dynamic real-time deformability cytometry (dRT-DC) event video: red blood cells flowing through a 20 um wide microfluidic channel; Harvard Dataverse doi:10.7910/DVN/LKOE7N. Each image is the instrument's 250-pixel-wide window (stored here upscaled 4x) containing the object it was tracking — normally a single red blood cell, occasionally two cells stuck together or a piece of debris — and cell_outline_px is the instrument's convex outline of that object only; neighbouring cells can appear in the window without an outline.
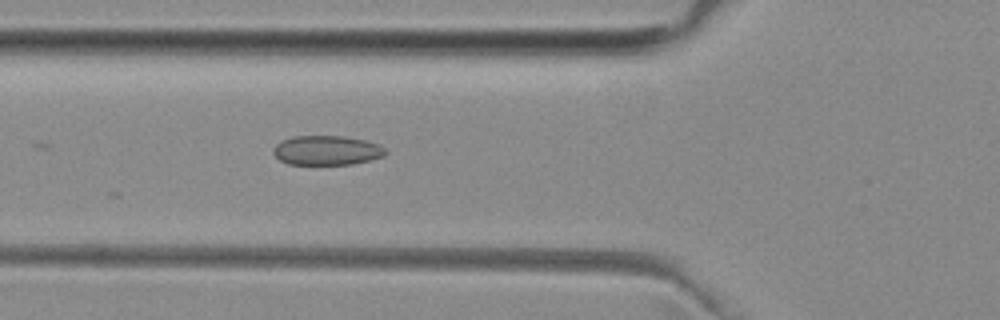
{"species": "common noctule bat (a hibernating species)", "species_latin": "Nyctalus noctula", "temperature_condition": "room temperature", "stored_images_in_passage": 43, "camera_frame_rate_fps": 3000, "um_per_image_px": 0.085, "animal": {"sex": "female", "body_mass_g": 29.2, "forearm_length_mm": 56.3}, "frame": {"image": 1, "passage_image": 10, "time_ms": 3.0, "image_size_px": [1000, 320], "cell_outline_px": [[388, 152], [384, 156], [352, 164], [288, 164], [280, 160], [272, 152], [272, 148], [280, 140], [292, 136], [344, 136], [364, 140], [380, 144]], "centroid_in_image_um": [27.75, 12.77], "position_along_channel_um": 98.0, "area_um2": 19.36}}
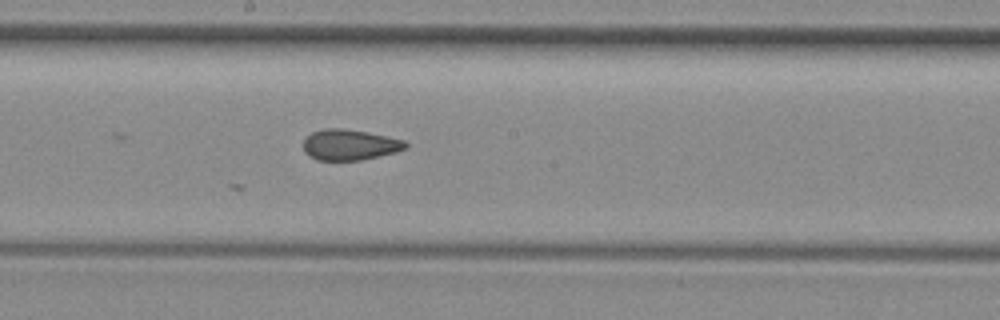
{"frame": {"image": 2, "passage_image": 19, "time_ms": 6.0, "image_size_px": [1000, 320], "cell_outline_px": [[408, 148], [396, 152], [360, 160], [316, 160], [304, 152], [304, 140], [312, 132], [324, 128], [340, 128], [368, 132], [388, 136], [404, 140], [408, 144]], "centroid_in_image_um": [29.74, 12.3], "position_along_channel_um": 218.5, "area_um2": 18.32}}
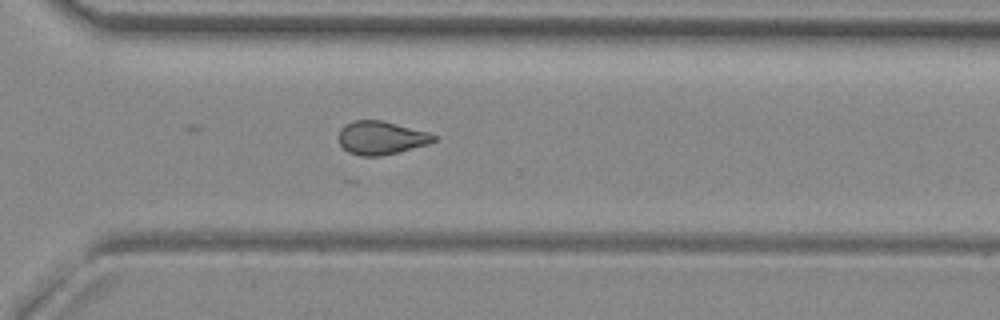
{"frame": {"image": 3, "passage_image": 28, "time_ms": 9.0, "image_size_px": [1000, 320], "cell_outline_px": [[440, 136], [436, 140], [428, 144], [380, 156], [360, 156], [348, 152], [340, 144], [336, 136], [340, 128], [344, 124], [352, 120], [380, 120], [428, 132]], "centroid_in_image_um": [32.35, 11.71], "position_along_channel_um": 338.2, "area_um2": 18.61}}